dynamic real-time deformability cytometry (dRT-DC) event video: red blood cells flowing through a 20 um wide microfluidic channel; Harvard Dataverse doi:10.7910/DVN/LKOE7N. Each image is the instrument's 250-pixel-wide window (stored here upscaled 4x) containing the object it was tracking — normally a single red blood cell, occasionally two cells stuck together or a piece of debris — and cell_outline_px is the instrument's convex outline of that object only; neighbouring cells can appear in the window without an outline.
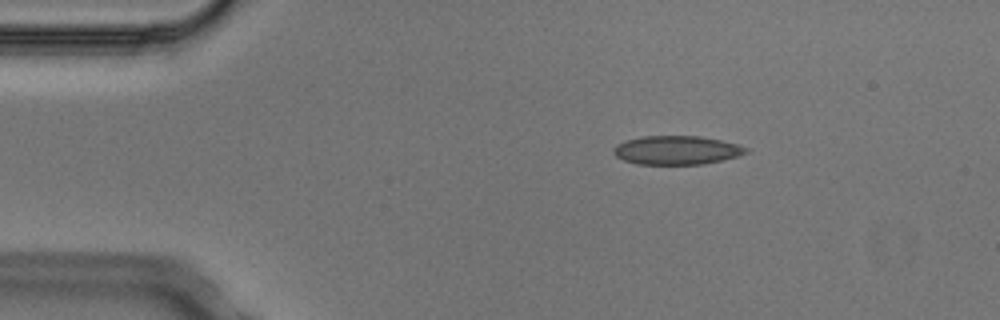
{"species": "Egyptian fruit bat (a non-hibernating species)", "species_latin": "Rousettus aegyptiacus", "temperature_condition": "cold", "stored_images_in_passage": 3, "camera_frame_rate_fps": 3000, "um_per_image_px": 0.085, "animal": {"sex": "male"}, "frame": {"image": 1, "passage_image": 1, "time_ms": 0.0, "image_size_px": [1000, 320], "cell_outline_px": [[748, 152], [740, 156], [704, 164], [636, 164], [624, 160], [616, 156], [612, 152], [612, 148], [616, 144], [628, 140], [644, 136], [700, 136], [720, 140], [736, 144], [748, 148]], "centroid_in_image_um": [57.51, 12.77], "position_along_channel_um": 27.5, "area_um2": 22.2}}